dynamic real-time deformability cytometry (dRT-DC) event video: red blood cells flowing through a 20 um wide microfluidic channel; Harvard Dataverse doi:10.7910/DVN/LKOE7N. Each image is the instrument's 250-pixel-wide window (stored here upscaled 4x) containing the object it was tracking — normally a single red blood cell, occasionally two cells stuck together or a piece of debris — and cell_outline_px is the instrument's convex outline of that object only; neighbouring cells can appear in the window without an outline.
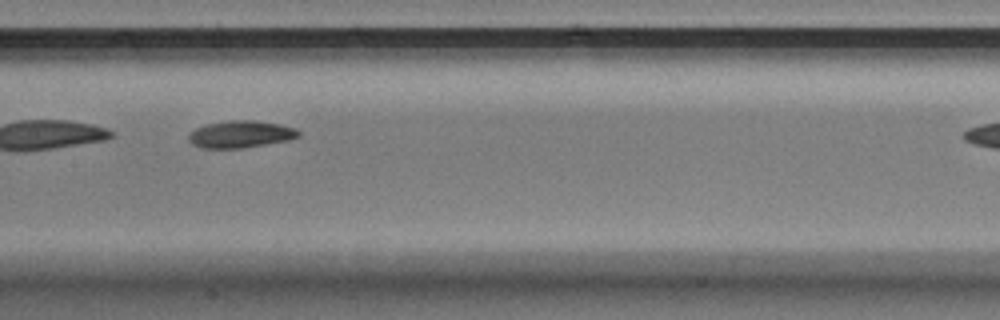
{"species": "Egyptian fruit bat (a non-hibernating species)", "species_latin": "Rousettus aegyptiacus", "temperature_condition": "warm", "stored_images_in_passage": 23, "camera_frame_rate_fps": 3000, "um_per_image_px": 0.085, "animal": {"sex": "male"}, "frame": {"image": 1, "passage_image": 10, "time_ms": 3.0, "image_size_px": [1000, 320], "cell_outline_px": [[300, 136], [288, 140], [244, 148], [200, 148], [192, 144], [188, 140], [188, 136], [196, 128], [204, 124], [228, 120], [256, 120], [280, 124], [296, 128], [300, 132]], "centroid_in_image_um": [20.45, 11.4], "position_along_channel_um": 186.9, "area_um2": 17.51}}
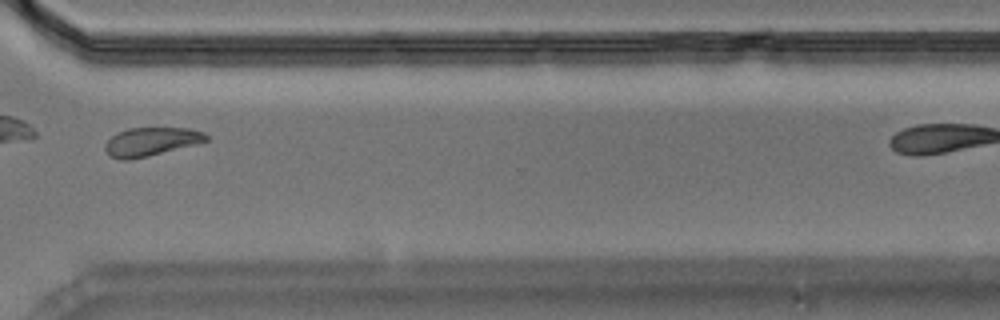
{"frame": {"image": 2, "passage_image": 20, "time_ms": 6.333, "image_size_px": [1000, 320], "cell_outline_px": [[208, 140], [196, 144], [132, 160], [120, 160], [112, 156], [104, 148], [104, 144], [116, 132], [128, 128], [188, 128], [204, 132], [208, 136]], "centroid_in_image_um": [12.83, 12.04], "position_along_channel_um": 357.8, "area_um2": 16.76}}